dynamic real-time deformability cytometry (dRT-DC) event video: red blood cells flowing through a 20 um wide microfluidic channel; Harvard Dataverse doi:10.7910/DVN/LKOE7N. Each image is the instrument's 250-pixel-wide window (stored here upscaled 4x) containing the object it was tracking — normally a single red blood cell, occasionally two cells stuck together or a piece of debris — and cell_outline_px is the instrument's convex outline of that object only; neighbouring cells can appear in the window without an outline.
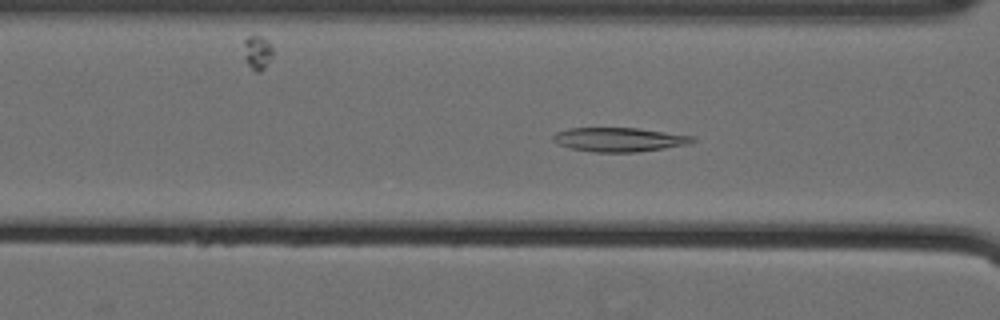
{"species": "Egyptian fruit bat (a non-hibernating species)", "species_latin": "Rousettus aegyptiacus", "temperature_condition": "cold", "stored_images_in_passage": 61, "camera_frame_rate_fps": 3000, "um_per_image_px": 0.085, "animal": {"sex": "female"}, "frame": {"image": 1, "passage_image": 28, "time_ms": 9.0, "image_size_px": [1000, 320], "cell_outline_px": [[696, 140], [688, 144], [664, 148], [636, 152], [596, 152], [572, 148], [556, 144], [552, 140], [552, 136], [556, 132], [568, 128], [636, 128], [696, 136]], "centroid_in_image_um": [52.62, 11.86], "position_along_channel_um": 114.0, "area_um2": 19.54}}
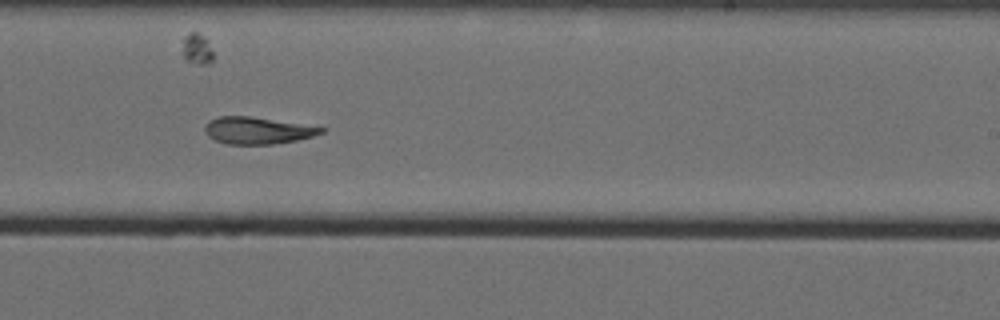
{"frame": {"image": 2, "passage_image": 41, "time_ms": 13.333, "image_size_px": [1000, 320], "cell_outline_px": [[328, 128], [324, 132], [312, 136], [296, 140], [272, 144], [224, 144], [208, 136], [204, 132], [204, 128], [208, 120], [216, 116], [248, 116], [320, 124]], "centroid_in_image_um": [21.99, 11.06], "position_along_channel_um": 267.0, "area_um2": 19.02}}
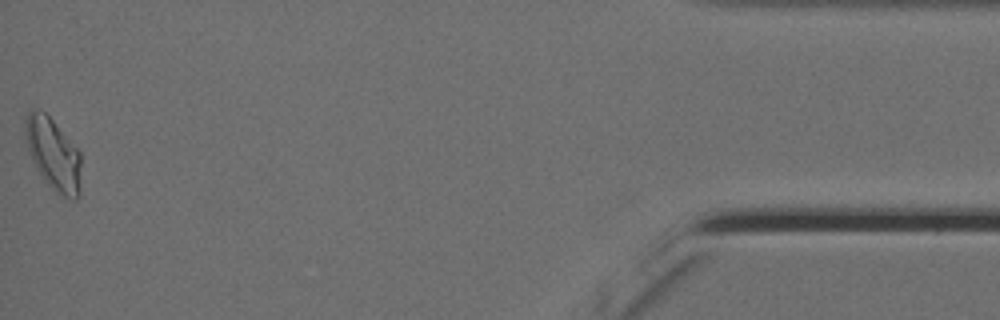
{"frame": {"image": 3, "passage_image": 61, "time_ms": 20.0, "image_size_px": [1000, 320], "cell_outline_px": [[80, 196], [76, 200], [72, 200], [60, 196], [48, 184], [36, 168], [32, 160], [28, 148], [24, 132], [28, 112], [32, 108], [40, 108], [52, 120], [80, 152]], "centroid_in_image_um": [4.53, 13.13], "position_along_channel_um": 430.7, "area_um2": 23.29}, "authors_computed_cell_mechanics": {"area_um2": 20.808, "velocity_mm_per_s": 3.5416, "shape_relaxation_time_tau1_ms": null, "shape_relaxation_time_tau2_ms": 5.1837, "deformation_change_tau1": null, "deformation_change_tau2": 0.1176}}